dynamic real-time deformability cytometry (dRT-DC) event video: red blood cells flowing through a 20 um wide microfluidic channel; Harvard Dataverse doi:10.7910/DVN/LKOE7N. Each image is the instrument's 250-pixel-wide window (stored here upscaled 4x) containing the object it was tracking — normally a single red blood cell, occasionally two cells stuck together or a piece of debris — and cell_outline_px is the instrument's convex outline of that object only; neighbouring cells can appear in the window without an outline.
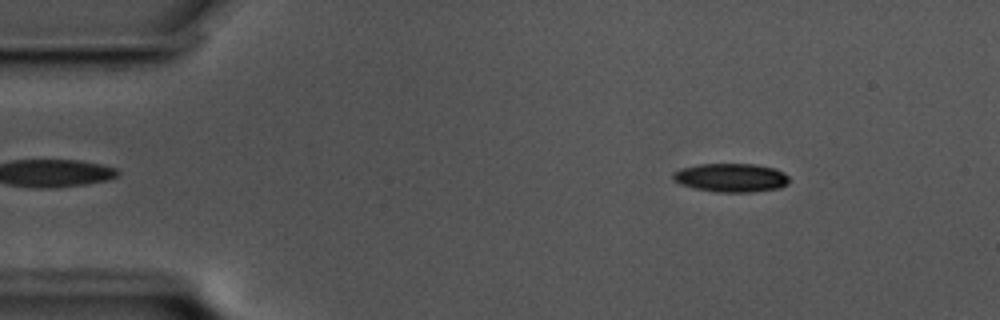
{"species": "common noctule bat (a hibernating species)", "species_latin": "Nyctalus noctula", "temperature_condition": "cold", "stored_images_in_passage": 56, "camera_frame_rate_fps": 3000, "um_per_image_px": 0.085, "animal": {"sex": "male", "body_mass_g": 17.5, "forearm_length_mm": 52.3}, "frame": {"image": 1, "passage_image": 6, "time_ms": 1.667, "image_size_px": [1000, 320], "cell_outline_px": [[788, 180], [784, 184], [772, 188], [700, 188], [684, 184], [676, 180], [676, 172], [688, 168], [708, 164], [748, 164], [772, 168], [788, 176]], "centroid_in_image_um": [62.17, 15.01], "position_along_channel_um": 22.8, "area_um2": 16.42}}
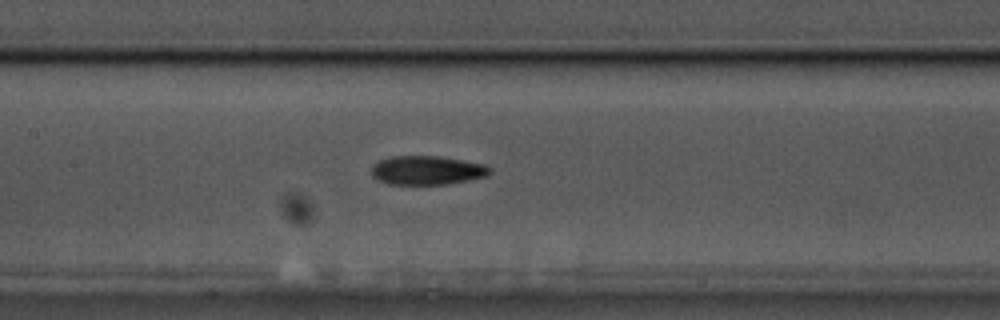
{"frame": {"image": 2, "passage_image": 25, "time_ms": 8.0, "image_size_px": [1000, 320], "cell_outline_px": [[488, 172], [480, 176], [460, 180], [432, 184], [400, 184], [384, 180], [376, 176], [376, 164], [384, 160], [404, 156], [428, 156], [456, 160], [476, 164], [488, 168]], "centroid_in_image_um": [36.26, 14.47], "position_along_channel_um": 171.1, "area_um2": 17.46}}
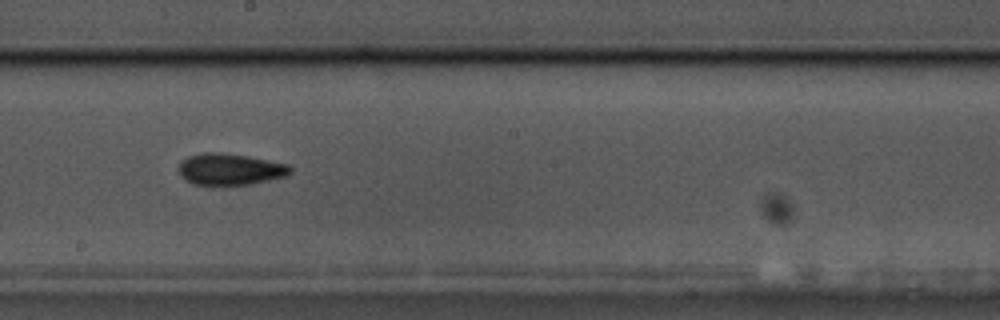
{"frame": {"image": 3, "passage_image": 30, "time_ms": 9.667, "image_size_px": [1000, 320], "cell_outline_px": [[288, 172], [276, 176], [260, 180], [240, 184], [200, 184], [188, 180], [180, 172], [180, 164], [184, 160], [192, 156], [240, 156], [280, 164], [288, 168]], "centroid_in_image_um": [19.43, 14.43], "position_along_channel_um": 228.8, "area_um2": 17.34}, "authors_computed_cell_mechanics": {"area_um2": 16.8776, "velocity_mm_per_s": 3.4716, "shape_relaxation_time_tau1_ms": 3.5363, "shape_relaxation_time_tau2_ms": 7.8743, "deformation_change_tau1": 0.1575, "deformation_change_tau2": 0.1544}}